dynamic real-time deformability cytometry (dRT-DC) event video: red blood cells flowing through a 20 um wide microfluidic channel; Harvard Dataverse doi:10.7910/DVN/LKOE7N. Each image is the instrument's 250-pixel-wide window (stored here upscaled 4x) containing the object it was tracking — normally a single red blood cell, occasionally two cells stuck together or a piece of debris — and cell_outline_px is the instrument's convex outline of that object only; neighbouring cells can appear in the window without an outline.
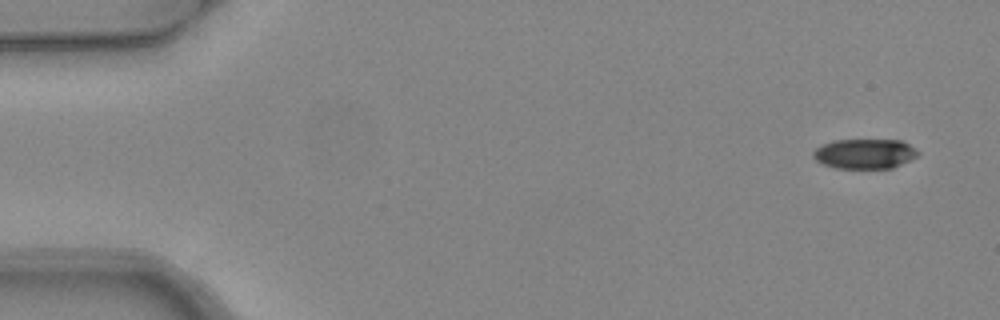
{"species": "common noctule bat (a hibernating species)", "species_latin": "Nyctalus noctula", "temperature_condition": "warm", "stored_images_in_passage": 6, "camera_frame_rate_fps": 3000, "um_per_image_px": 0.085, "animal": {"sex": "female", "body_mass_g": 24.6, "forearm_length_mm": 56.2}, "frame": {"image": 1, "passage_image": 1, "time_ms": 0.0, "image_size_px": [1000, 320], "cell_outline_px": [[920, 152], [916, 156], [892, 168], [836, 168], [820, 164], [812, 156], [812, 152], [816, 148], [824, 144], [836, 140], [900, 140], [908, 144]], "centroid_in_image_um": [73.46, 13.07], "position_along_channel_um": 11.5, "area_um2": 18.09}}
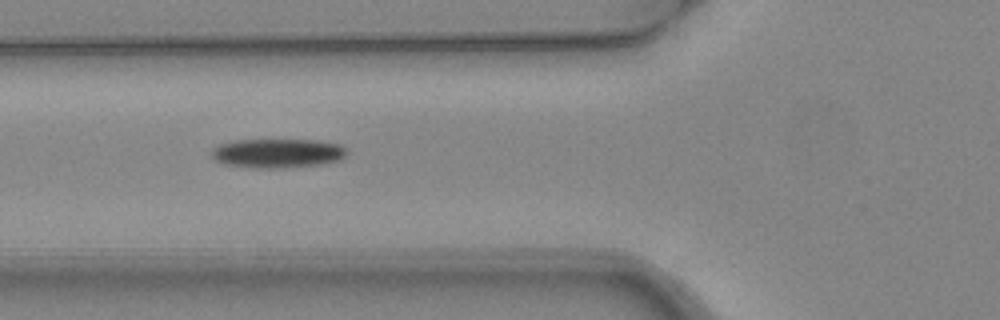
{"frame": {"image": 2, "passage_image": 5, "time_ms": 1.333, "image_size_px": [1000, 320], "cell_outline_px": [[348, 152], [340, 160], [320, 164], [280, 168], [256, 168], [224, 164], [216, 160], [212, 156], [212, 148], [220, 144], [232, 140], [316, 140], [340, 144], [348, 148]], "centroid_in_image_um": [23.61, 13.02], "position_along_channel_um": 102.2, "area_um2": 23.06}}
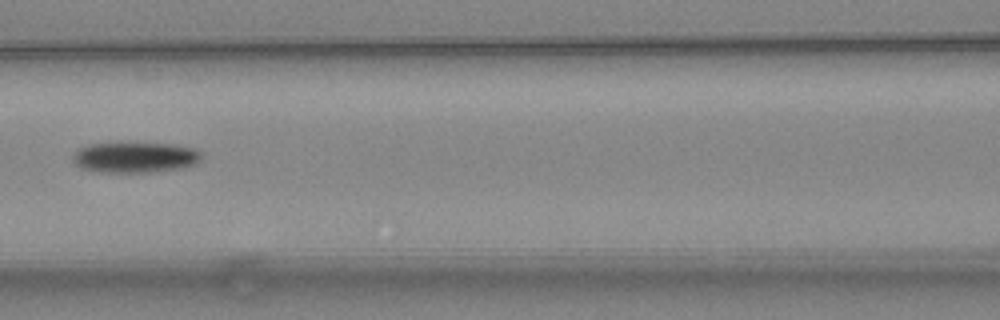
{"frame": {"image": 3, "passage_image": 6, "time_ms": 1.667, "image_size_px": [1000, 320], "cell_outline_px": [[200, 160], [192, 164], [180, 168], [152, 172], [100, 172], [80, 168], [72, 160], [72, 156], [80, 148], [88, 144], [120, 140], [128, 140], [172, 144], [196, 148], [200, 152]], "centroid_in_image_um": [11.42, 13.31], "position_along_channel_um": 155.2, "area_um2": 23.87}}